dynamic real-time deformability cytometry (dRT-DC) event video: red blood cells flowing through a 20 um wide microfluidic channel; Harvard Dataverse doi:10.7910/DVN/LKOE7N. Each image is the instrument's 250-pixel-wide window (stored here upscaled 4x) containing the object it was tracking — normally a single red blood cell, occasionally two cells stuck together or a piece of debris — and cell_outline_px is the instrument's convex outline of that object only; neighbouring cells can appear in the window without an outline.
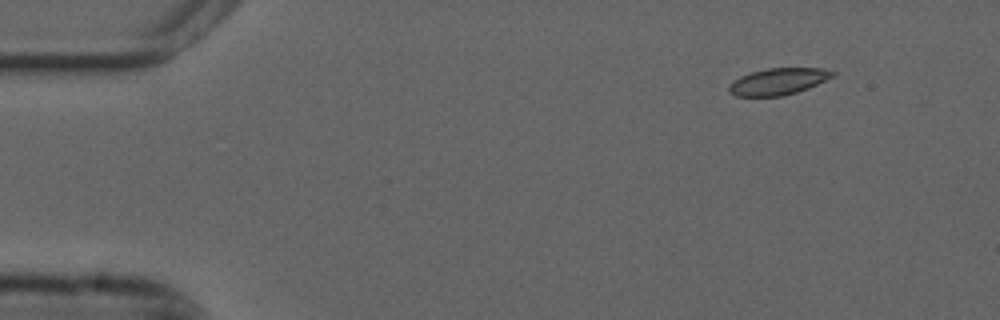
{"species": "common noctule bat (a hibernating species)", "species_latin": "Nyctalus noctula", "temperature_condition": "cold", "stored_images_in_passage": 12, "camera_frame_rate_fps": 3000, "um_per_image_px": 0.085, "animal": {"sex": "male", "forearm_length_mm": 52.5}, "frame": {"image": 1, "passage_image": 1, "time_ms": 0.0, "image_size_px": [1000, 320], "cell_outline_px": [[836, 72], [832, 76], [808, 88], [796, 92], [780, 96], [736, 96], [728, 92], [728, 84], [740, 76], [752, 72], [768, 68], [820, 68]], "centroid_in_image_um": [66.08, 6.93], "position_along_channel_um": 18.9, "area_um2": 15.9}}
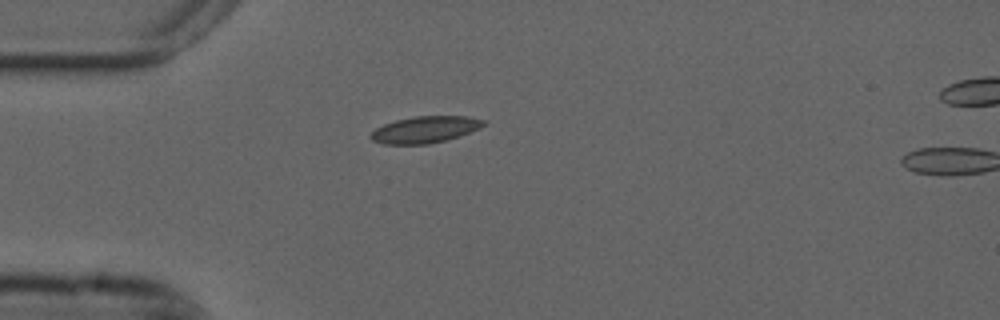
{"frame": {"image": 2, "passage_image": 10, "time_ms": 3.0, "image_size_px": [1000, 320], "cell_outline_px": [[484, 124], [480, 128], [460, 136], [428, 144], [384, 144], [372, 140], [368, 136], [376, 128], [384, 124], [396, 120], [416, 116], [468, 116], [484, 120]], "centroid_in_image_um": [36.11, 11.01], "position_along_channel_um": 48.9, "area_um2": 17.4}}